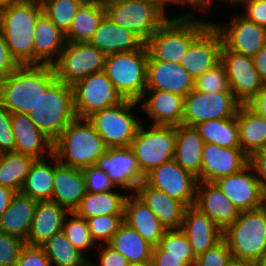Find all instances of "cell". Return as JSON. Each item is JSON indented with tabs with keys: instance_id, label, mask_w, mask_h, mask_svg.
Instances as JSON below:
<instances>
[{
	"instance_id": "obj_62",
	"label": "cell",
	"mask_w": 266,
	"mask_h": 266,
	"mask_svg": "<svg viewBox=\"0 0 266 266\" xmlns=\"http://www.w3.org/2000/svg\"><path fill=\"white\" fill-rule=\"evenodd\" d=\"M82 3L86 4H98L103 5L106 3L107 0H80Z\"/></svg>"
},
{
	"instance_id": "obj_4",
	"label": "cell",
	"mask_w": 266,
	"mask_h": 266,
	"mask_svg": "<svg viewBox=\"0 0 266 266\" xmlns=\"http://www.w3.org/2000/svg\"><path fill=\"white\" fill-rule=\"evenodd\" d=\"M233 261L257 265L266 255V204L240 212L223 231Z\"/></svg>"
},
{
	"instance_id": "obj_30",
	"label": "cell",
	"mask_w": 266,
	"mask_h": 266,
	"mask_svg": "<svg viewBox=\"0 0 266 266\" xmlns=\"http://www.w3.org/2000/svg\"><path fill=\"white\" fill-rule=\"evenodd\" d=\"M89 43L106 56L137 50L145 44L136 34L113 23L106 16L100 22Z\"/></svg>"
},
{
	"instance_id": "obj_31",
	"label": "cell",
	"mask_w": 266,
	"mask_h": 266,
	"mask_svg": "<svg viewBox=\"0 0 266 266\" xmlns=\"http://www.w3.org/2000/svg\"><path fill=\"white\" fill-rule=\"evenodd\" d=\"M69 212L53 200L38 201L25 244L40 246L62 231L63 220Z\"/></svg>"
},
{
	"instance_id": "obj_55",
	"label": "cell",
	"mask_w": 266,
	"mask_h": 266,
	"mask_svg": "<svg viewBox=\"0 0 266 266\" xmlns=\"http://www.w3.org/2000/svg\"><path fill=\"white\" fill-rule=\"evenodd\" d=\"M102 251L100 252V265L92 264L89 262L90 266H129V261L120 252L115 250L109 244L107 246H102Z\"/></svg>"
},
{
	"instance_id": "obj_57",
	"label": "cell",
	"mask_w": 266,
	"mask_h": 266,
	"mask_svg": "<svg viewBox=\"0 0 266 266\" xmlns=\"http://www.w3.org/2000/svg\"><path fill=\"white\" fill-rule=\"evenodd\" d=\"M247 105L257 114L266 118V84L261 90L247 103Z\"/></svg>"
},
{
	"instance_id": "obj_61",
	"label": "cell",
	"mask_w": 266,
	"mask_h": 266,
	"mask_svg": "<svg viewBox=\"0 0 266 266\" xmlns=\"http://www.w3.org/2000/svg\"><path fill=\"white\" fill-rule=\"evenodd\" d=\"M134 1H146L154 4L166 17L167 15L165 14V5H166V0H134Z\"/></svg>"
},
{
	"instance_id": "obj_56",
	"label": "cell",
	"mask_w": 266,
	"mask_h": 266,
	"mask_svg": "<svg viewBox=\"0 0 266 266\" xmlns=\"http://www.w3.org/2000/svg\"><path fill=\"white\" fill-rule=\"evenodd\" d=\"M251 170L257 173L262 188L266 191V146L257 150L249 157Z\"/></svg>"
},
{
	"instance_id": "obj_16",
	"label": "cell",
	"mask_w": 266,
	"mask_h": 266,
	"mask_svg": "<svg viewBox=\"0 0 266 266\" xmlns=\"http://www.w3.org/2000/svg\"><path fill=\"white\" fill-rule=\"evenodd\" d=\"M250 169L251 165L248 164L241 171L214 181L240 212L254 210L266 204V191L257 176L246 173Z\"/></svg>"
},
{
	"instance_id": "obj_45",
	"label": "cell",
	"mask_w": 266,
	"mask_h": 266,
	"mask_svg": "<svg viewBox=\"0 0 266 266\" xmlns=\"http://www.w3.org/2000/svg\"><path fill=\"white\" fill-rule=\"evenodd\" d=\"M87 222L93 241H103L108 244L124 223V215H103L89 218Z\"/></svg>"
},
{
	"instance_id": "obj_47",
	"label": "cell",
	"mask_w": 266,
	"mask_h": 266,
	"mask_svg": "<svg viewBox=\"0 0 266 266\" xmlns=\"http://www.w3.org/2000/svg\"><path fill=\"white\" fill-rule=\"evenodd\" d=\"M233 262L227 243L222 240L216 246L196 257L195 266H229Z\"/></svg>"
},
{
	"instance_id": "obj_44",
	"label": "cell",
	"mask_w": 266,
	"mask_h": 266,
	"mask_svg": "<svg viewBox=\"0 0 266 266\" xmlns=\"http://www.w3.org/2000/svg\"><path fill=\"white\" fill-rule=\"evenodd\" d=\"M159 246L166 251V255L185 256V261L190 266H195L196 256L186 234L181 229L166 230L160 239Z\"/></svg>"
},
{
	"instance_id": "obj_66",
	"label": "cell",
	"mask_w": 266,
	"mask_h": 266,
	"mask_svg": "<svg viewBox=\"0 0 266 266\" xmlns=\"http://www.w3.org/2000/svg\"><path fill=\"white\" fill-rule=\"evenodd\" d=\"M256 266H266V255Z\"/></svg>"
},
{
	"instance_id": "obj_24",
	"label": "cell",
	"mask_w": 266,
	"mask_h": 266,
	"mask_svg": "<svg viewBox=\"0 0 266 266\" xmlns=\"http://www.w3.org/2000/svg\"><path fill=\"white\" fill-rule=\"evenodd\" d=\"M51 158L55 161L52 200L68 212H73L86 194L82 169L61 164L54 154Z\"/></svg>"
},
{
	"instance_id": "obj_27",
	"label": "cell",
	"mask_w": 266,
	"mask_h": 266,
	"mask_svg": "<svg viewBox=\"0 0 266 266\" xmlns=\"http://www.w3.org/2000/svg\"><path fill=\"white\" fill-rule=\"evenodd\" d=\"M11 125L16 142V152L42 159L45 151L53 154V142L31 121L28 114L11 113Z\"/></svg>"
},
{
	"instance_id": "obj_23",
	"label": "cell",
	"mask_w": 266,
	"mask_h": 266,
	"mask_svg": "<svg viewBox=\"0 0 266 266\" xmlns=\"http://www.w3.org/2000/svg\"><path fill=\"white\" fill-rule=\"evenodd\" d=\"M194 206L212 219L223 231L240 215L238 208L214 182L197 183Z\"/></svg>"
},
{
	"instance_id": "obj_10",
	"label": "cell",
	"mask_w": 266,
	"mask_h": 266,
	"mask_svg": "<svg viewBox=\"0 0 266 266\" xmlns=\"http://www.w3.org/2000/svg\"><path fill=\"white\" fill-rule=\"evenodd\" d=\"M138 103L126 99L120 105L96 111L88 117L108 148L130 147L141 124L130 113Z\"/></svg>"
},
{
	"instance_id": "obj_6",
	"label": "cell",
	"mask_w": 266,
	"mask_h": 266,
	"mask_svg": "<svg viewBox=\"0 0 266 266\" xmlns=\"http://www.w3.org/2000/svg\"><path fill=\"white\" fill-rule=\"evenodd\" d=\"M28 116L54 143L63 129L77 118L72 86L56 80L42 93L35 111L30 112Z\"/></svg>"
},
{
	"instance_id": "obj_21",
	"label": "cell",
	"mask_w": 266,
	"mask_h": 266,
	"mask_svg": "<svg viewBox=\"0 0 266 266\" xmlns=\"http://www.w3.org/2000/svg\"><path fill=\"white\" fill-rule=\"evenodd\" d=\"M193 89L194 79L181 64L148 56L146 90L171 92L185 98Z\"/></svg>"
},
{
	"instance_id": "obj_3",
	"label": "cell",
	"mask_w": 266,
	"mask_h": 266,
	"mask_svg": "<svg viewBox=\"0 0 266 266\" xmlns=\"http://www.w3.org/2000/svg\"><path fill=\"white\" fill-rule=\"evenodd\" d=\"M107 150L108 147L88 118H76L70 122L53 143V154L58 161L78 169L95 165Z\"/></svg>"
},
{
	"instance_id": "obj_58",
	"label": "cell",
	"mask_w": 266,
	"mask_h": 266,
	"mask_svg": "<svg viewBox=\"0 0 266 266\" xmlns=\"http://www.w3.org/2000/svg\"><path fill=\"white\" fill-rule=\"evenodd\" d=\"M252 59L261 81L266 84V41L261 50Z\"/></svg>"
},
{
	"instance_id": "obj_63",
	"label": "cell",
	"mask_w": 266,
	"mask_h": 266,
	"mask_svg": "<svg viewBox=\"0 0 266 266\" xmlns=\"http://www.w3.org/2000/svg\"><path fill=\"white\" fill-rule=\"evenodd\" d=\"M19 1H22V0H0V8L8 6L12 3L19 2Z\"/></svg>"
},
{
	"instance_id": "obj_53",
	"label": "cell",
	"mask_w": 266,
	"mask_h": 266,
	"mask_svg": "<svg viewBox=\"0 0 266 266\" xmlns=\"http://www.w3.org/2000/svg\"><path fill=\"white\" fill-rule=\"evenodd\" d=\"M241 2L246 5V13L242 16L266 28V0H242Z\"/></svg>"
},
{
	"instance_id": "obj_34",
	"label": "cell",
	"mask_w": 266,
	"mask_h": 266,
	"mask_svg": "<svg viewBox=\"0 0 266 266\" xmlns=\"http://www.w3.org/2000/svg\"><path fill=\"white\" fill-rule=\"evenodd\" d=\"M239 145L250 157L266 146V118L257 114L247 104H241L237 112Z\"/></svg>"
},
{
	"instance_id": "obj_36",
	"label": "cell",
	"mask_w": 266,
	"mask_h": 266,
	"mask_svg": "<svg viewBox=\"0 0 266 266\" xmlns=\"http://www.w3.org/2000/svg\"><path fill=\"white\" fill-rule=\"evenodd\" d=\"M125 200L126 196L111 190L102 193L86 191L73 212L86 220L103 215H124Z\"/></svg>"
},
{
	"instance_id": "obj_43",
	"label": "cell",
	"mask_w": 266,
	"mask_h": 266,
	"mask_svg": "<svg viewBox=\"0 0 266 266\" xmlns=\"http://www.w3.org/2000/svg\"><path fill=\"white\" fill-rule=\"evenodd\" d=\"M69 214L72 218L66 221L68 220V215L66 214L63 220L62 232L73 246L83 253L84 249L92 247L96 243L91 237L87 220L76 215L74 212H69Z\"/></svg>"
},
{
	"instance_id": "obj_20",
	"label": "cell",
	"mask_w": 266,
	"mask_h": 266,
	"mask_svg": "<svg viewBox=\"0 0 266 266\" xmlns=\"http://www.w3.org/2000/svg\"><path fill=\"white\" fill-rule=\"evenodd\" d=\"M249 164V156L241 148H223L213 143H205L202 151V169L198 182H214L244 169Z\"/></svg>"
},
{
	"instance_id": "obj_38",
	"label": "cell",
	"mask_w": 266,
	"mask_h": 266,
	"mask_svg": "<svg viewBox=\"0 0 266 266\" xmlns=\"http://www.w3.org/2000/svg\"><path fill=\"white\" fill-rule=\"evenodd\" d=\"M55 165L36 159L26 175L21 193L36 201L52 200Z\"/></svg>"
},
{
	"instance_id": "obj_2",
	"label": "cell",
	"mask_w": 266,
	"mask_h": 266,
	"mask_svg": "<svg viewBox=\"0 0 266 266\" xmlns=\"http://www.w3.org/2000/svg\"><path fill=\"white\" fill-rule=\"evenodd\" d=\"M42 12V6L34 0L0 8V32L20 65H33L35 25Z\"/></svg>"
},
{
	"instance_id": "obj_40",
	"label": "cell",
	"mask_w": 266,
	"mask_h": 266,
	"mask_svg": "<svg viewBox=\"0 0 266 266\" xmlns=\"http://www.w3.org/2000/svg\"><path fill=\"white\" fill-rule=\"evenodd\" d=\"M35 160L30 155L18 152L0 154V185L20 192Z\"/></svg>"
},
{
	"instance_id": "obj_67",
	"label": "cell",
	"mask_w": 266,
	"mask_h": 266,
	"mask_svg": "<svg viewBox=\"0 0 266 266\" xmlns=\"http://www.w3.org/2000/svg\"><path fill=\"white\" fill-rule=\"evenodd\" d=\"M36 1L40 6H42L44 3L50 1V0H34Z\"/></svg>"
},
{
	"instance_id": "obj_22",
	"label": "cell",
	"mask_w": 266,
	"mask_h": 266,
	"mask_svg": "<svg viewBox=\"0 0 266 266\" xmlns=\"http://www.w3.org/2000/svg\"><path fill=\"white\" fill-rule=\"evenodd\" d=\"M181 230L196 257L223 240V230L194 205L186 207Z\"/></svg>"
},
{
	"instance_id": "obj_12",
	"label": "cell",
	"mask_w": 266,
	"mask_h": 266,
	"mask_svg": "<svg viewBox=\"0 0 266 266\" xmlns=\"http://www.w3.org/2000/svg\"><path fill=\"white\" fill-rule=\"evenodd\" d=\"M106 55L89 42H67L53 64L57 80L73 85L90 74L104 71Z\"/></svg>"
},
{
	"instance_id": "obj_9",
	"label": "cell",
	"mask_w": 266,
	"mask_h": 266,
	"mask_svg": "<svg viewBox=\"0 0 266 266\" xmlns=\"http://www.w3.org/2000/svg\"><path fill=\"white\" fill-rule=\"evenodd\" d=\"M175 143L176 126L152 125L147 130L141 123L130 148L145 175L151 169L174 159Z\"/></svg>"
},
{
	"instance_id": "obj_54",
	"label": "cell",
	"mask_w": 266,
	"mask_h": 266,
	"mask_svg": "<svg viewBox=\"0 0 266 266\" xmlns=\"http://www.w3.org/2000/svg\"><path fill=\"white\" fill-rule=\"evenodd\" d=\"M152 266H190L185 256L166 255V251L159 245L153 247Z\"/></svg>"
},
{
	"instance_id": "obj_48",
	"label": "cell",
	"mask_w": 266,
	"mask_h": 266,
	"mask_svg": "<svg viewBox=\"0 0 266 266\" xmlns=\"http://www.w3.org/2000/svg\"><path fill=\"white\" fill-rule=\"evenodd\" d=\"M24 245L23 239L0 231V266H15Z\"/></svg>"
},
{
	"instance_id": "obj_25",
	"label": "cell",
	"mask_w": 266,
	"mask_h": 266,
	"mask_svg": "<svg viewBox=\"0 0 266 266\" xmlns=\"http://www.w3.org/2000/svg\"><path fill=\"white\" fill-rule=\"evenodd\" d=\"M66 43L65 34L42 12L35 25L33 65H53Z\"/></svg>"
},
{
	"instance_id": "obj_46",
	"label": "cell",
	"mask_w": 266,
	"mask_h": 266,
	"mask_svg": "<svg viewBox=\"0 0 266 266\" xmlns=\"http://www.w3.org/2000/svg\"><path fill=\"white\" fill-rule=\"evenodd\" d=\"M194 89L206 93L231 91L225 67L220 62L194 80Z\"/></svg>"
},
{
	"instance_id": "obj_14",
	"label": "cell",
	"mask_w": 266,
	"mask_h": 266,
	"mask_svg": "<svg viewBox=\"0 0 266 266\" xmlns=\"http://www.w3.org/2000/svg\"><path fill=\"white\" fill-rule=\"evenodd\" d=\"M143 182L163 191L186 207L195 204L197 177L181 168L174 159L151 169L145 174Z\"/></svg>"
},
{
	"instance_id": "obj_42",
	"label": "cell",
	"mask_w": 266,
	"mask_h": 266,
	"mask_svg": "<svg viewBox=\"0 0 266 266\" xmlns=\"http://www.w3.org/2000/svg\"><path fill=\"white\" fill-rule=\"evenodd\" d=\"M82 4L80 0H50L42 5V10L65 34Z\"/></svg>"
},
{
	"instance_id": "obj_18",
	"label": "cell",
	"mask_w": 266,
	"mask_h": 266,
	"mask_svg": "<svg viewBox=\"0 0 266 266\" xmlns=\"http://www.w3.org/2000/svg\"><path fill=\"white\" fill-rule=\"evenodd\" d=\"M223 40L211 23L191 44L181 65L195 80L221 62Z\"/></svg>"
},
{
	"instance_id": "obj_51",
	"label": "cell",
	"mask_w": 266,
	"mask_h": 266,
	"mask_svg": "<svg viewBox=\"0 0 266 266\" xmlns=\"http://www.w3.org/2000/svg\"><path fill=\"white\" fill-rule=\"evenodd\" d=\"M15 266H52L41 246L25 244Z\"/></svg>"
},
{
	"instance_id": "obj_60",
	"label": "cell",
	"mask_w": 266,
	"mask_h": 266,
	"mask_svg": "<svg viewBox=\"0 0 266 266\" xmlns=\"http://www.w3.org/2000/svg\"><path fill=\"white\" fill-rule=\"evenodd\" d=\"M166 3H175V4H184L189 3V5H192L193 7H200L202 10L210 6L211 3L210 0H166Z\"/></svg>"
},
{
	"instance_id": "obj_59",
	"label": "cell",
	"mask_w": 266,
	"mask_h": 266,
	"mask_svg": "<svg viewBox=\"0 0 266 266\" xmlns=\"http://www.w3.org/2000/svg\"><path fill=\"white\" fill-rule=\"evenodd\" d=\"M15 193L12 189L0 185V219L10 205Z\"/></svg>"
},
{
	"instance_id": "obj_1",
	"label": "cell",
	"mask_w": 266,
	"mask_h": 266,
	"mask_svg": "<svg viewBox=\"0 0 266 266\" xmlns=\"http://www.w3.org/2000/svg\"><path fill=\"white\" fill-rule=\"evenodd\" d=\"M56 80L53 65H20L0 85V103L10 113L29 114Z\"/></svg>"
},
{
	"instance_id": "obj_64",
	"label": "cell",
	"mask_w": 266,
	"mask_h": 266,
	"mask_svg": "<svg viewBox=\"0 0 266 266\" xmlns=\"http://www.w3.org/2000/svg\"><path fill=\"white\" fill-rule=\"evenodd\" d=\"M229 266H256V265L251 263L233 261Z\"/></svg>"
},
{
	"instance_id": "obj_37",
	"label": "cell",
	"mask_w": 266,
	"mask_h": 266,
	"mask_svg": "<svg viewBox=\"0 0 266 266\" xmlns=\"http://www.w3.org/2000/svg\"><path fill=\"white\" fill-rule=\"evenodd\" d=\"M105 16L104 4L83 3L65 33L66 42H89Z\"/></svg>"
},
{
	"instance_id": "obj_28",
	"label": "cell",
	"mask_w": 266,
	"mask_h": 266,
	"mask_svg": "<svg viewBox=\"0 0 266 266\" xmlns=\"http://www.w3.org/2000/svg\"><path fill=\"white\" fill-rule=\"evenodd\" d=\"M143 100V109L154 120L153 125L182 124L184 97L161 90H145L139 102Z\"/></svg>"
},
{
	"instance_id": "obj_32",
	"label": "cell",
	"mask_w": 266,
	"mask_h": 266,
	"mask_svg": "<svg viewBox=\"0 0 266 266\" xmlns=\"http://www.w3.org/2000/svg\"><path fill=\"white\" fill-rule=\"evenodd\" d=\"M38 201L16 192L5 213L0 219V231L26 240Z\"/></svg>"
},
{
	"instance_id": "obj_52",
	"label": "cell",
	"mask_w": 266,
	"mask_h": 266,
	"mask_svg": "<svg viewBox=\"0 0 266 266\" xmlns=\"http://www.w3.org/2000/svg\"><path fill=\"white\" fill-rule=\"evenodd\" d=\"M20 64L12 56L10 49L0 32V85L18 68Z\"/></svg>"
},
{
	"instance_id": "obj_39",
	"label": "cell",
	"mask_w": 266,
	"mask_h": 266,
	"mask_svg": "<svg viewBox=\"0 0 266 266\" xmlns=\"http://www.w3.org/2000/svg\"><path fill=\"white\" fill-rule=\"evenodd\" d=\"M205 143L223 148H240L237 115L232 118L207 120L195 126Z\"/></svg>"
},
{
	"instance_id": "obj_19",
	"label": "cell",
	"mask_w": 266,
	"mask_h": 266,
	"mask_svg": "<svg viewBox=\"0 0 266 266\" xmlns=\"http://www.w3.org/2000/svg\"><path fill=\"white\" fill-rule=\"evenodd\" d=\"M212 24L221 34L223 45L244 56L253 58L266 41V28L247 20L242 14L231 18L228 27Z\"/></svg>"
},
{
	"instance_id": "obj_11",
	"label": "cell",
	"mask_w": 266,
	"mask_h": 266,
	"mask_svg": "<svg viewBox=\"0 0 266 266\" xmlns=\"http://www.w3.org/2000/svg\"><path fill=\"white\" fill-rule=\"evenodd\" d=\"M72 89L77 118H88L96 111L120 105L126 100L104 71L75 82Z\"/></svg>"
},
{
	"instance_id": "obj_50",
	"label": "cell",
	"mask_w": 266,
	"mask_h": 266,
	"mask_svg": "<svg viewBox=\"0 0 266 266\" xmlns=\"http://www.w3.org/2000/svg\"><path fill=\"white\" fill-rule=\"evenodd\" d=\"M16 152L11 113L0 103V154Z\"/></svg>"
},
{
	"instance_id": "obj_65",
	"label": "cell",
	"mask_w": 266,
	"mask_h": 266,
	"mask_svg": "<svg viewBox=\"0 0 266 266\" xmlns=\"http://www.w3.org/2000/svg\"><path fill=\"white\" fill-rule=\"evenodd\" d=\"M129 266H152V264H151V262H144V263L130 264Z\"/></svg>"
},
{
	"instance_id": "obj_8",
	"label": "cell",
	"mask_w": 266,
	"mask_h": 266,
	"mask_svg": "<svg viewBox=\"0 0 266 266\" xmlns=\"http://www.w3.org/2000/svg\"><path fill=\"white\" fill-rule=\"evenodd\" d=\"M104 6L109 20L129 29L144 43L168 19L154 4L146 1L107 0Z\"/></svg>"
},
{
	"instance_id": "obj_17",
	"label": "cell",
	"mask_w": 266,
	"mask_h": 266,
	"mask_svg": "<svg viewBox=\"0 0 266 266\" xmlns=\"http://www.w3.org/2000/svg\"><path fill=\"white\" fill-rule=\"evenodd\" d=\"M103 170L114 186L136 190L144 180L136 156L130 147L108 148L95 163Z\"/></svg>"
},
{
	"instance_id": "obj_49",
	"label": "cell",
	"mask_w": 266,
	"mask_h": 266,
	"mask_svg": "<svg viewBox=\"0 0 266 266\" xmlns=\"http://www.w3.org/2000/svg\"><path fill=\"white\" fill-rule=\"evenodd\" d=\"M85 177L86 191L93 193H102L112 190L115 187L108 175L95 165L82 169Z\"/></svg>"
},
{
	"instance_id": "obj_41",
	"label": "cell",
	"mask_w": 266,
	"mask_h": 266,
	"mask_svg": "<svg viewBox=\"0 0 266 266\" xmlns=\"http://www.w3.org/2000/svg\"><path fill=\"white\" fill-rule=\"evenodd\" d=\"M54 266H87L88 259L60 231L40 245Z\"/></svg>"
},
{
	"instance_id": "obj_26",
	"label": "cell",
	"mask_w": 266,
	"mask_h": 266,
	"mask_svg": "<svg viewBox=\"0 0 266 266\" xmlns=\"http://www.w3.org/2000/svg\"><path fill=\"white\" fill-rule=\"evenodd\" d=\"M135 191L137 197L151 209L166 230L181 229L186 209L183 203L144 182Z\"/></svg>"
},
{
	"instance_id": "obj_5",
	"label": "cell",
	"mask_w": 266,
	"mask_h": 266,
	"mask_svg": "<svg viewBox=\"0 0 266 266\" xmlns=\"http://www.w3.org/2000/svg\"><path fill=\"white\" fill-rule=\"evenodd\" d=\"M184 16L168 18L145 43L148 54L154 60L181 64L192 42L210 25Z\"/></svg>"
},
{
	"instance_id": "obj_29",
	"label": "cell",
	"mask_w": 266,
	"mask_h": 266,
	"mask_svg": "<svg viewBox=\"0 0 266 266\" xmlns=\"http://www.w3.org/2000/svg\"><path fill=\"white\" fill-rule=\"evenodd\" d=\"M134 195L135 193H132L130 197H126L124 222L136 230L150 244L157 246L166 232V228L151 209Z\"/></svg>"
},
{
	"instance_id": "obj_13",
	"label": "cell",
	"mask_w": 266,
	"mask_h": 266,
	"mask_svg": "<svg viewBox=\"0 0 266 266\" xmlns=\"http://www.w3.org/2000/svg\"><path fill=\"white\" fill-rule=\"evenodd\" d=\"M241 104L232 91L210 94L193 89L184 98L182 124L196 126L207 120L235 117Z\"/></svg>"
},
{
	"instance_id": "obj_35",
	"label": "cell",
	"mask_w": 266,
	"mask_h": 266,
	"mask_svg": "<svg viewBox=\"0 0 266 266\" xmlns=\"http://www.w3.org/2000/svg\"><path fill=\"white\" fill-rule=\"evenodd\" d=\"M120 252L130 264L151 262L153 245L125 222L108 243Z\"/></svg>"
},
{
	"instance_id": "obj_33",
	"label": "cell",
	"mask_w": 266,
	"mask_h": 266,
	"mask_svg": "<svg viewBox=\"0 0 266 266\" xmlns=\"http://www.w3.org/2000/svg\"><path fill=\"white\" fill-rule=\"evenodd\" d=\"M204 144L205 142L195 126L184 124L176 126L174 160L181 168L189 171L195 177L201 174Z\"/></svg>"
},
{
	"instance_id": "obj_15",
	"label": "cell",
	"mask_w": 266,
	"mask_h": 266,
	"mask_svg": "<svg viewBox=\"0 0 266 266\" xmlns=\"http://www.w3.org/2000/svg\"><path fill=\"white\" fill-rule=\"evenodd\" d=\"M221 63L225 67L231 91L242 104H247L264 85L253 59L223 45Z\"/></svg>"
},
{
	"instance_id": "obj_7",
	"label": "cell",
	"mask_w": 266,
	"mask_h": 266,
	"mask_svg": "<svg viewBox=\"0 0 266 266\" xmlns=\"http://www.w3.org/2000/svg\"><path fill=\"white\" fill-rule=\"evenodd\" d=\"M148 50L119 52L106 56L104 72L127 100L139 102L146 90Z\"/></svg>"
},
{
	"instance_id": "obj_68",
	"label": "cell",
	"mask_w": 266,
	"mask_h": 266,
	"mask_svg": "<svg viewBox=\"0 0 266 266\" xmlns=\"http://www.w3.org/2000/svg\"><path fill=\"white\" fill-rule=\"evenodd\" d=\"M211 2L213 1V0H210ZM227 3H229V2H232V3H241V1L242 0H225Z\"/></svg>"
}]
</instances>
